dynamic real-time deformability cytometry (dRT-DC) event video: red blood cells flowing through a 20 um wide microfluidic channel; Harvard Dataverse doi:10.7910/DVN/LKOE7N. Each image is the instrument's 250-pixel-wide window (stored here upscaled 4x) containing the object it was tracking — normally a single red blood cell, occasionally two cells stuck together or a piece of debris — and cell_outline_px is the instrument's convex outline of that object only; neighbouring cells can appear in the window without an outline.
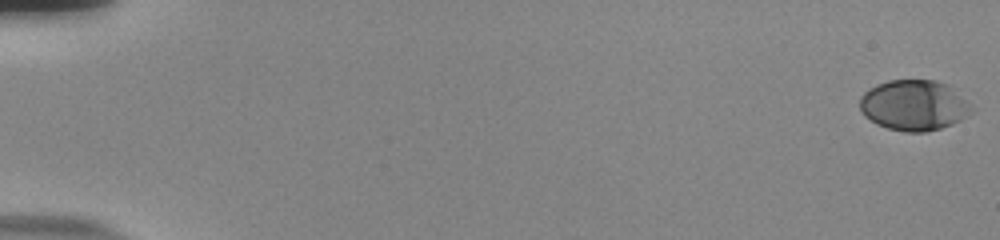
{"species": "human", "species_latin": "Homo sapiens", "temperature_condition": "room temperature", "stored_images_in_passage": 57, "camera_frame_rate_fps": 3000, "um_per_image_px": 0.085, "donor": {"sex": "male"}, "frame": {"image": 1, "passage_image": 1, "time_ms": 0.0, "image_size_px": [1000, 240], "cell_outline_px": [[972, 112], [960, 120], [952, 124], [940, 128], [924, 132], [904, 132], [888, 128], [876, 124], [864, 116], [860, 108], [860, 96], [868, 88], [876, 84], [888, 80], [936, 80], [948, 84], [972, 104]], "centroid_in_image_um": [77.68, 8.94], "position_along_channel_um": 7.3, "area_um2": 33.18}}
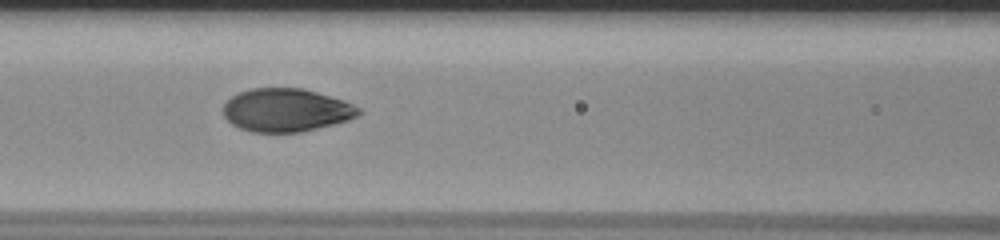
{"frame": {"image": 2, "passage_image": 27, "time_ms": 8.667, "image_size_px": [1000, 240], "cell_outline_px": [[364, 112], [348, 120], [304, 132], [252, 132], [240, 128], [232, 124], [224, 116], [224, 104], [232, 96], [240, 92], [252, 88], [304, 88], [344, 100], [360, 108]], "centroid_in_image_um": [24.35, 9.36], "position_along_channel_um": 142.2, "area_um2": 34.1}}
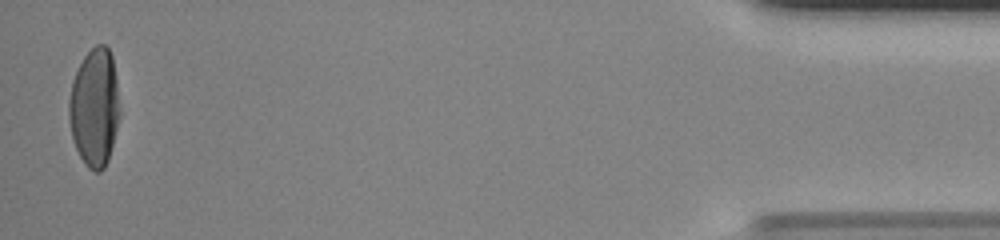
{"frame": {"image": 3, "passage_image": 56, "time_ms": 18.333, "image_size_px": [1000, 240], "cell_outline_px": [[120, 112], [108, 160], [104, 168], [100, 172], [96, 172], [88, 168], [84, 164], [72, 140], [68, 116], [68, 100], [72, 80], [84, 56], [96, 44], [104, 44], [108, 48], [112, 56], [116, 80]], "centroid_in_image_um": [8.01, 9.14], "position_along_channel_um": 427.2, "area_um2": 34.97}, "authors_computed_cell_mechanics": {"area_um2": 34.5644, "velocity_mm_per_s": 3.7547, "shape_relaxation_time_tau1_ms": 4.4585, "shape_relaxation_time_tau2_ms": null, "deformation_change_tau1": 0.2107, "deformation_change_tau2": null}}